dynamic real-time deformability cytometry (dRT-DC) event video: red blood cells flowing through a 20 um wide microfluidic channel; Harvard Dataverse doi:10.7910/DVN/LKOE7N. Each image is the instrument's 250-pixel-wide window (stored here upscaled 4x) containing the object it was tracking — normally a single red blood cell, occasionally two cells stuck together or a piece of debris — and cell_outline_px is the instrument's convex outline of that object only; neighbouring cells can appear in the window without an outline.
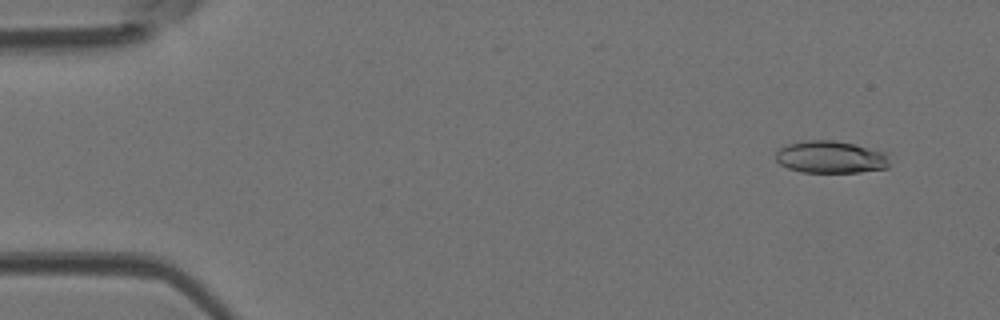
{"species": "Egyptian fruit bat (a non-hibernating species)", "species_latin": "Rousettus aegyptiacus", "temperature_condition": "room temperature", "stored_images_in_passage": 48, "camera_frame_rate_fps": 3000, "um_per_image_px": 0.085, "animal": {"sex": "female"}, "frame": {"image": 1, "passage_image": 4, "time_ms": 1.0, "image_size_px": [1000, 320], "cell_outline_px": [[888, 168], [860, 172], [800, 172], [788, 168], [780, 164], [776, 160], [776, 152], [784, 144], [804, 140], [836, 140], [856, 144], [888, 152]], "centroid_in_image_um": [70.61, 13.34], "position_along_channel_um": 14.4, "area_um2": 21.79}}
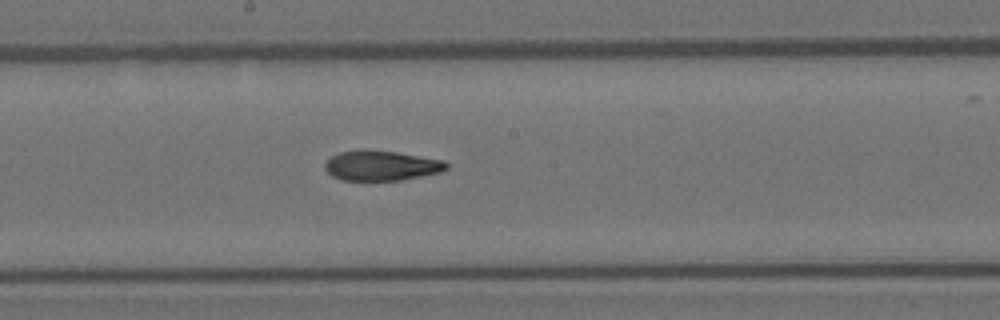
{"frame": {"image": 2, "passage_image": 26, "time_ms": 8.333, "image_size_px": [1000, 320], "cell_outline_px": [[448, 168], [440, 172], [400, 180], [340, 180], [332, 176], [324, 168], [324, 164], [332, 156], [340, 152], [364, 148], [396, 152], [444, 160], [448, 164]], "centroid_in_image_um": [32.39, 14.06], "position_along_channel_um": 215.8, "area_um2": 21.33}}
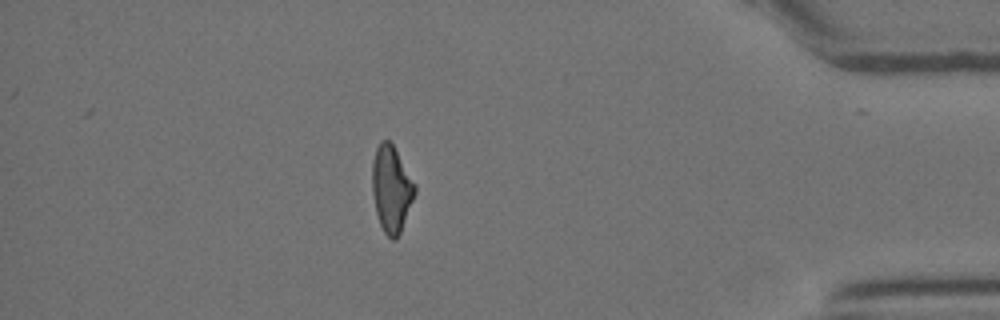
{"frame": {"image": 3, "passage_image": 42, "time_ms": 13.667, "image_size_px": [1000, 320], "cell_outline_px": [[416, 192], [400, 232], [396, 240], [392, 240], [384, 232], [380, 224], [376, 212], [372, 192], [372, 160], [376, 148], [380, 140], [388, 140], [392, 144], [416, 184]], "centroid_in_image_um": [33.26, 16.04], "position_along_channel_um": 401.9, "area_um2": 21.39}, "authors_computed_cell_mechanics": {"area_um2": 21.8195, "velocity_mm_per_s": 4.2612, "shape_relaxation_time_tau1_ms": 6.9695, "shape_relaxation_time_tau2_ms": 3.9565, "deformation_change_tau1": 0.2127, "deformation_change_tau2": 0.1329}}